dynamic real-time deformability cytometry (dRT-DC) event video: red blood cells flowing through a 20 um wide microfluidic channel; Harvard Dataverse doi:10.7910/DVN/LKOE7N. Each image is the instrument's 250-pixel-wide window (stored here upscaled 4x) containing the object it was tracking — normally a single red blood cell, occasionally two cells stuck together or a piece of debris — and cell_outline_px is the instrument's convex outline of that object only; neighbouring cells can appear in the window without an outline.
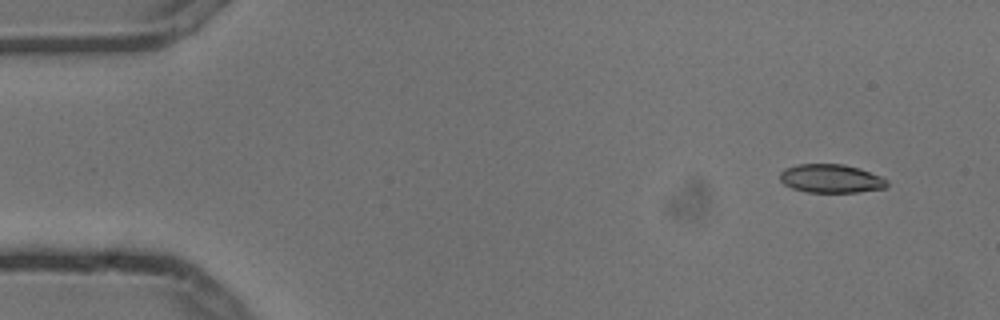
{"species": "common noctule bat (a hibernating species)", "species_latin": "Nyctalus noctula", "temperature_condition": "cold", "stored_images_in_passage": 4, "camera_frame_rate_fps": 3000, "um_per_image_px": 0.085, "animal": {"sex": "male", "body_mass_g": 13.3}, "frame": {"image": 1, "passage_image": 1, "time_ms": 0.0, "image_size_px": [1000, 320], "cell_outline_px": [[888, 184], [884, 188], [856, 192], [808, 192], [792, 188], [784, 184], [780, 180], [780, 172], [784, 168], [796, 164], [844, 164], [860, 168], [880, 176], [888, 180]], "centroid_in_image_um": [70.62, 15.17], "position_along_channel_um": 14.4, "area_um2": 17.86}}
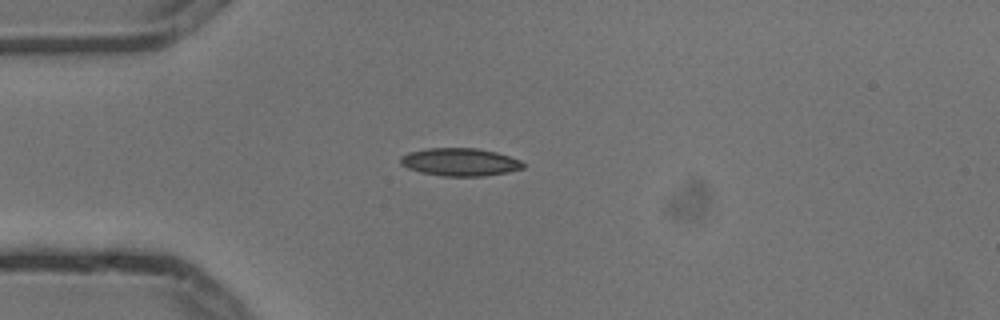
{"frame": {"image": 2, "passage_image": 4, "time_ms": 1.0, "image_size_px": [1000, 320], "cell_outline_px": [[524, 168], [508, 172], [484, 176], [444, 176], [420, 172], [408, 168], [400, 164], [400, 156], [408, 152], [428, 148], [476, 148], [496, 152], [520, 160], [524, 164]], "centroid_in_image_um": [39.08, 13.77], "position_along_channel_um": 45.9, "area_um2": 19.88}}